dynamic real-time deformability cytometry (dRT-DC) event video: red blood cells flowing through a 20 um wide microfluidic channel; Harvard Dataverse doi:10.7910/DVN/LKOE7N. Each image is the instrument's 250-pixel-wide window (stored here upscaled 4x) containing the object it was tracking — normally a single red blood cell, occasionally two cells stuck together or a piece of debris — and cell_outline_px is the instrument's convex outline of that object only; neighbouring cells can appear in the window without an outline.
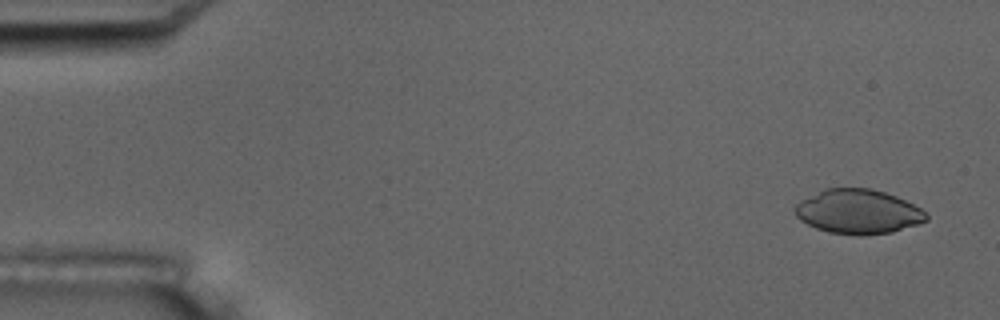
{"species": "common noctule bat (a hibernating species)", "species_latin": "Nyctalus noctula", "temperature_condition": "room temperature", "stored_images_in_passage": 4, "camera_frame_rate_fps": 3000, "um_per_image_px": 0.085, "animal": {"sex": "male", "body_mass_g": 17.5, "forearm_length_mm": 52.3}, "frame": {"image": 1, "passage_image": 1, "time_ms": 0.0, "image_size_px": [1000, 320], "cell_outline_px": [[928, 220], [892, 232], [860, 236], [856, 236], [828, 232], [816, 228], [800, 220], [796, 216], [792, 208], [800, 200], [824, 188], [868, 188], [884, 192], [896, 196], [920, 208], [928, 216]], "centroid_in_image_um": [72.89, 17.99], "position_along_channel_um": 12.1, "area_um2": 34.04}}